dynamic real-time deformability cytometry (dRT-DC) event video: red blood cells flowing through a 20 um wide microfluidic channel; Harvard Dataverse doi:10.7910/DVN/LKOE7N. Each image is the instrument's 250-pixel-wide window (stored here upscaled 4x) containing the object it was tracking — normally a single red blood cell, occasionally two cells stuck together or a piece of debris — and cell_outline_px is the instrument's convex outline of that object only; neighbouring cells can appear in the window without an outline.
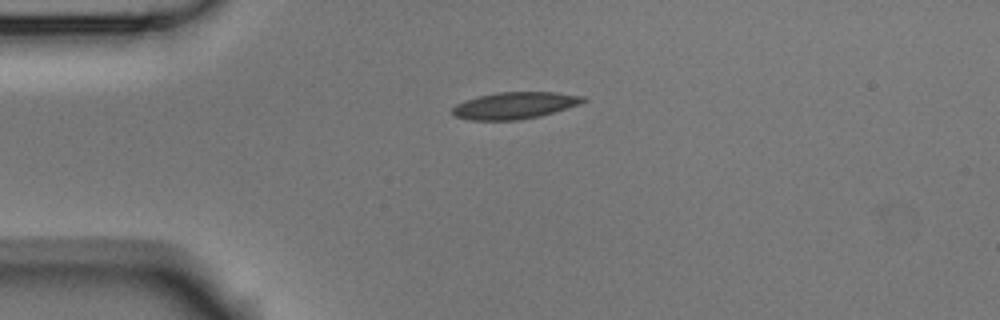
{"species": "Egyptian fruit bat (a non-hibernating species)", "species_latin": "Rousettus aegyptiacus", "temperature_condition": "room temperature", "stored_images_in_passage": 7, "camera_frame_rate_fps": 3000, "um_per_image_px": 0.085, "animal": {"sex": "male"}, "frame": {"image": 1, "passage_image": 1, "time_ms": 0.0, "image_size_px": [1000, 320], "cell_outline_px": [[588, 100], [580, 104], [540, 116], [516, 120], [472, 120], [456, 116], [452, 112], [452, 108], [456, 104], [464, 100], [496, 92], [556, 92], [584, 96]], "centroid_in_image_um": [43.77, 8.95], "position_along_channel_um": 41.2, "area_um2": 20.35}}
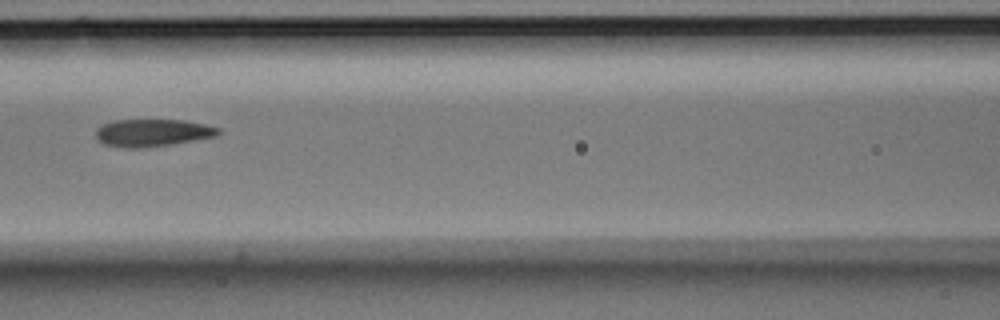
{"frame": {"image": 2, "passage_image": 4, "time_ms": 1.0, "image_size_px": [1000, 320], "cell_outline_px": [[224, 132], [216, 136], [168, 144], [136, 148], [128, 148], [104, 144], [96, 136], [96, 128], [112, 120], [184, 120], [204, 124], [220, 128]], "centroid_in_image_um": [12.98, 11.27], "position_along_channel_um": 153.6, "area_um2": 19.31}}
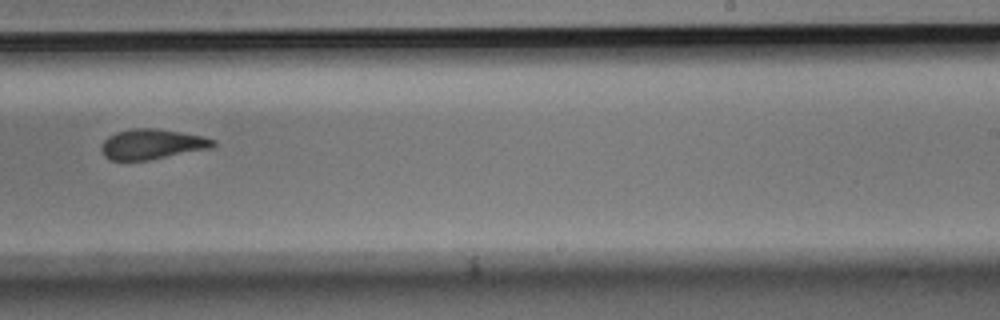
{"frame": {"image": 3, "passage_image": 7, "time_ms": 2.0, "image_size_px": [1000, 320], "cell_outline_px": [[216, 144], [212, 148], [148, 160], [112, 160], [104, 156], [100, 148], [100, 144], [108, 136], [116, 132], [132, 128], [156, 128], [204, 136], [216, 140]], "centroid_in_image_um": [12.92, 12.25], "position_along_channel_um": 276.1, "area_um2": 19.77}}